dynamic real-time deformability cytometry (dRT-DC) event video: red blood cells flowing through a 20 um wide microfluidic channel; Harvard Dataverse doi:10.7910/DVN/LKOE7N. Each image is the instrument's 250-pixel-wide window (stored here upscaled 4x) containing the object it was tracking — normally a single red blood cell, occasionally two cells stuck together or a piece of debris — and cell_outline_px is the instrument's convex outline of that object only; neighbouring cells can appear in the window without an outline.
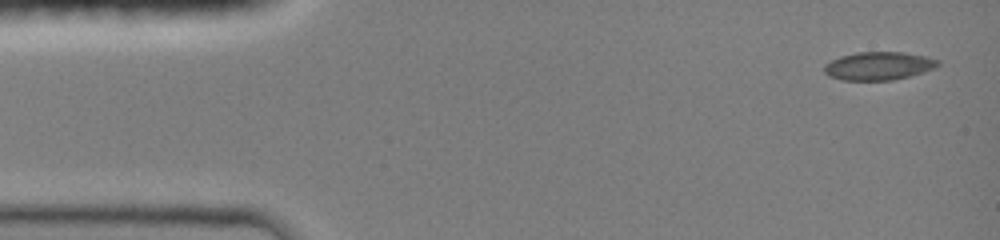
{"species": "common noctule bat (a hibernating species)", "species_latin": "Nyctalus noctula", "temperature_condition": "room temperature", "stored_images_in_passage": 44, "camera_frame_rate_fps": 3000, "um_per_image_px": 0.085, "animal": {"sex": "female", "body_mass_g": 19.0, "forearm_length_mm": 51.5}, "frame": {"image": 1, "passage_image": 1, "time_ms": 0.0, "image_size_px": [1000, 240], "cell_outline_px": [[940, 64], [924, 72], [892, 80], [844, 80], [828, 76], [824, 72], [824, 68], [832, 60], [840, 56], [856, 52], [904, 52], [924, 56], [936, 60]], "centroid_in_image_um": [74.66, 5.6], "position_along_channel_um": 10.3, "area_um2": 18.38}}
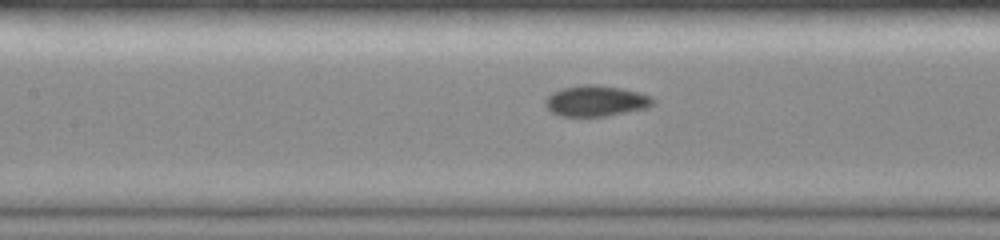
{"frame": {"image": 2, "passage_image": 19, "time_ms": 6.0, "image_size_px": [1000, 240], "cell_outline_px": [[652, 104], [648, 108], [608, 116], [560, 116], [552, 112], [544, 104], [544, 100], [552, 92], [564, 88], [584, 84], [592, 84], [620, 88], [640, 92], [652, 96]], "centroid_in_image_um": [50.65, 8.58], "position_along_channel_um": 156.7, "area_um2": 19.31}}
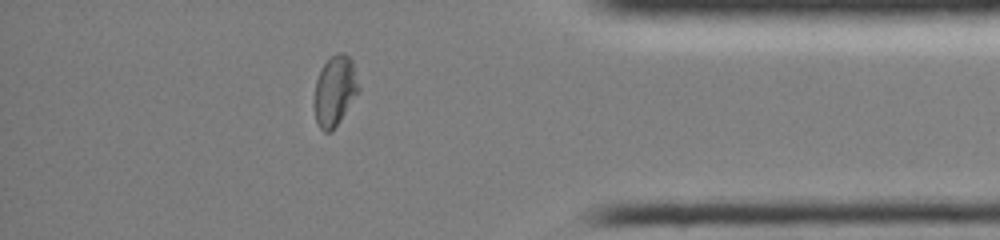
{"frame": {"image": 3, "passage_image": 38, "time_ms": 12.333, "image_size_px": [1000, 240], "cell_outline_px": [[360, 88], [340, 120], [332, 132], [324, 132], [320, 128], [316, 120], [312, 104], [316, 80], [320, 68], [336, 52], [340, 52], [348, 56], [352, 60]], "centroid_in_image_um": [28.42, 7.72], "position_along_channel_um": 406.8, "area_um2": 18.21}, "authors_computed_cell_mechanics": {"area_um2": 18.3804, "velocity_mm_per_s": 4.1885, "shape_relaxation_time_tau1_ms": 8.0164, "shape_relaxation_time_tau2_ms": 3.2568, "deformation_change_tau1": 0.2011, "deformation_change_tau2": 0.0445}}